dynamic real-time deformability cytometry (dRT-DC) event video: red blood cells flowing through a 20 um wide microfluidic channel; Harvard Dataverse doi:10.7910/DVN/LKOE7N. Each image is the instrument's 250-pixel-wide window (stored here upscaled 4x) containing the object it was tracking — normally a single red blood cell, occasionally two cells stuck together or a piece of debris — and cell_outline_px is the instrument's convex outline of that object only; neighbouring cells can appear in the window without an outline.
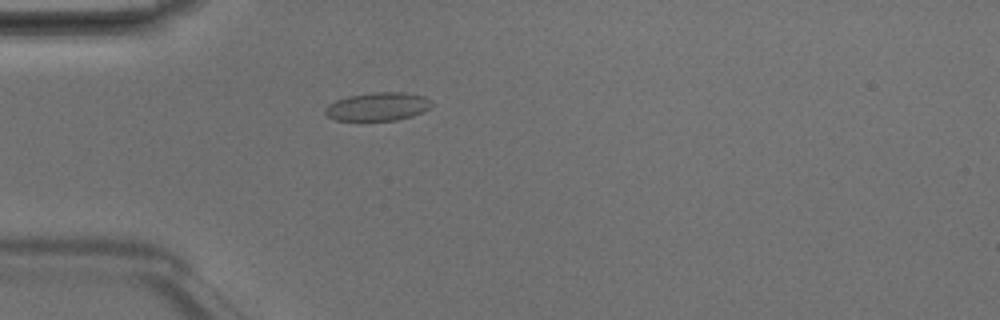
{"species": "Egyptian fruit bat (a non-hibernating species)", "species_latin": "Rousettus aegyptiacus", "temperature_condition": "room temperature", "stored_images_in_passage": 4, "camera_frame_rate_fps": 3000, "um_per_image_px": 0.085, "animal": {"sex": "male"}, "frame": {"image": 1, "passage_image": 4, "time_ms": 1.0, "image_size_px": [1000, 320], "cell_outline_px": [[432, 104], [424, 112], [412, 116], [396, 120], [336, 120], [328, 116], [324, 112], [324, 108], [328, 104], [336, 100], [348, 96], [372, 92], [404, 92], [424, 96], [432, 100]], "centroid_in_image_um": [32.12, 9.05], "position_along_channel_um": 52.9, "area_um2": 17.63}}